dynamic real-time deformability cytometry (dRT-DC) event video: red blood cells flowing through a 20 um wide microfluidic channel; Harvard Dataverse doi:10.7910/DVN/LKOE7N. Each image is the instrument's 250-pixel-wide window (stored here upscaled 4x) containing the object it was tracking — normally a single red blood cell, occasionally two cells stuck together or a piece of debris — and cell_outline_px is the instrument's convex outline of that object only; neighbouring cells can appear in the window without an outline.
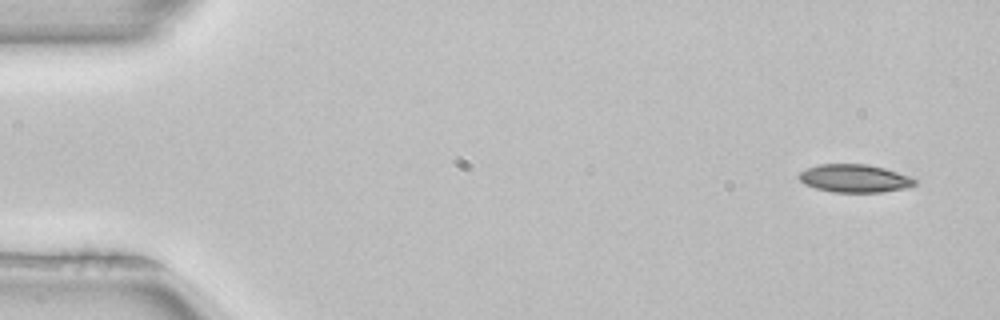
{"species": "common noctule bat (a hibernating species)", "species_latin": "Nyctalus noctula", "temperature_condition": "room temperature", "stored_images_in_passage": 5, "segment_of_instrument_passage": [1, 2], "camera_frame_rate_fps": 3000, "um_per_image_px": 0.085, "animal": {"sex": "female", "body_mass_g": 22.7, "forearm_length_mm": 54.2}, "frame": {"image": 1, "passage_image": 1, "time_ms": 0.0, "image_size_px": [1000, 320], "cell_outline_px": [[916, 184], [904, 188], [880, 192], [832, 192], [816, 188], [804, 184], [796, 176], [800, 172], [808, 168], [820, 164], [868, 164], [884, 168], [912, 176], [916, 180]], "centroid_in_image_um": [72.63, 15.16], "position_along_channel_um": 12.4, "area_um2": 18.9}}
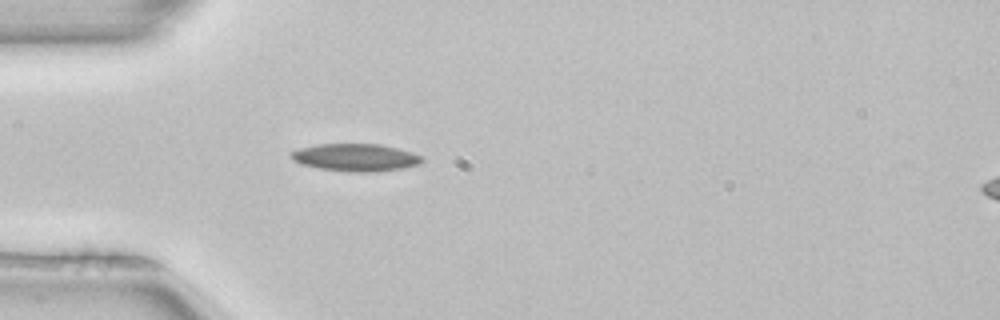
{"frame": {"image": 2, "passage_image": 4, "time_ms": 1.0, "image_size_px": [1000, 320], "cell_outline_px": [[424, 160], [420, 164], [400, 168], [372, 172], [348, 172], [320, 168], [300, 164], [292, 160], [288, 156], [288, 152], [296, 148], [316, 144], [380, 144], [412, 152], [424, 156]], "centroid_in_image_um": [30.16, 13.37], "position_along_channel_um": 54.8, "area_um2": 21.27}}